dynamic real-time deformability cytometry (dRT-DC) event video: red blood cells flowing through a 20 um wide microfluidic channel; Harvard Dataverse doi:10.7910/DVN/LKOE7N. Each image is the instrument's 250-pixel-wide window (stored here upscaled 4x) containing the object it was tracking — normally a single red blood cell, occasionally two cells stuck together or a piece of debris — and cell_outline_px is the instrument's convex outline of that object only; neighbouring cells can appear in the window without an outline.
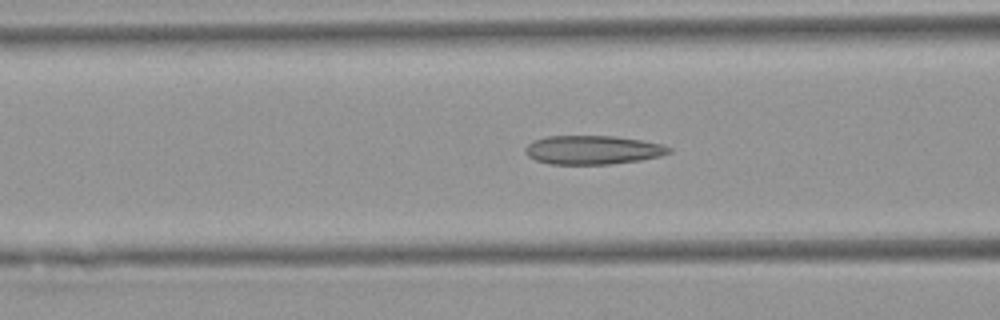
{"species": "Egyptian fruit bat (a non-hibernating species)", "species_latin": "Rousettus aegyptiacus", "temperature_condition": "warm", "stored_images_in_passage": 38, "camera_frame_rate_fps": 3000, "um_per_image_px": 0.085, "animal": {"sex": "female"}, "frame": {"image": 1, "passage_image": 16, "time_ms": 5.0, "image_size_px": [1000, 320], "cell_outline_px": [[672, 152], [660, 156], [640, 160], [612, 164], [548, 164], [536, 160], [528, 156], [524, 152], [524, 148], [532, 140], [548, 136], [612, 136], [640, 140], [664, 144], [672, 148]], "centroid_in_image_um": [50.38, 12.74], "position_along_channel_um": 116.2, "area_um2": 24.28}}
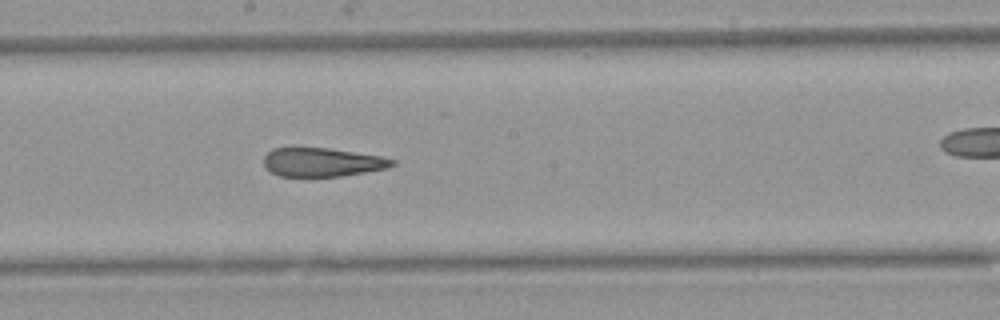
{"frame": {"image": 2, "passage_image": 24, "time_ms": 7.667, "image_size_px": [1000, 320], "cell_outline_px": [[396, 164], [388, 168], [340, 176], [280, 176], [264, 168], [264, 156], [272, 148], [328, 148], [384, 156], [396, 160]], "centroid_in_image_um": [27.41, 13.78], "position_along_channel_um": 220.8, "area_um2": 21.56}}
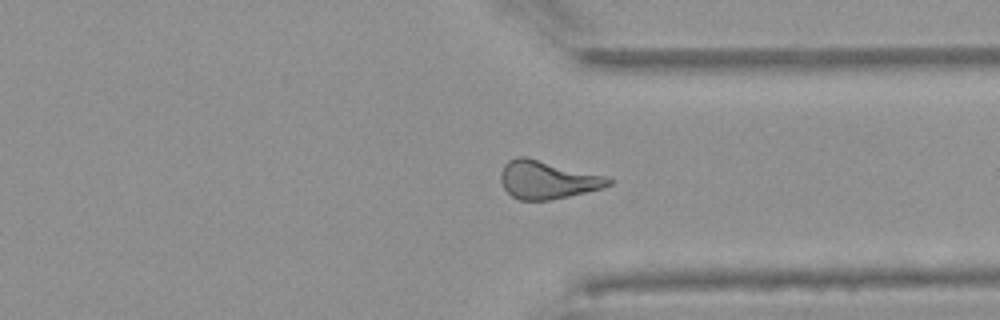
{"frame": {"image": 3, "passage_image": 35, "time_ms": 11.333, "image_size_px": [1000, 320], "cell_outline_px": [[612, 184], [604, 188], [568, 196], [548, 200], [520, 200], [512, 196], [504, 188], [500, 180], [500, 172], [504, 164], [508, 160], [516, 156], [524, 156], [604, 176], [612, 180]], "centroid_in_image_um": [46.48, 15.28], "position_along_channel_um": 364.9, "area_um2": 23.7}}